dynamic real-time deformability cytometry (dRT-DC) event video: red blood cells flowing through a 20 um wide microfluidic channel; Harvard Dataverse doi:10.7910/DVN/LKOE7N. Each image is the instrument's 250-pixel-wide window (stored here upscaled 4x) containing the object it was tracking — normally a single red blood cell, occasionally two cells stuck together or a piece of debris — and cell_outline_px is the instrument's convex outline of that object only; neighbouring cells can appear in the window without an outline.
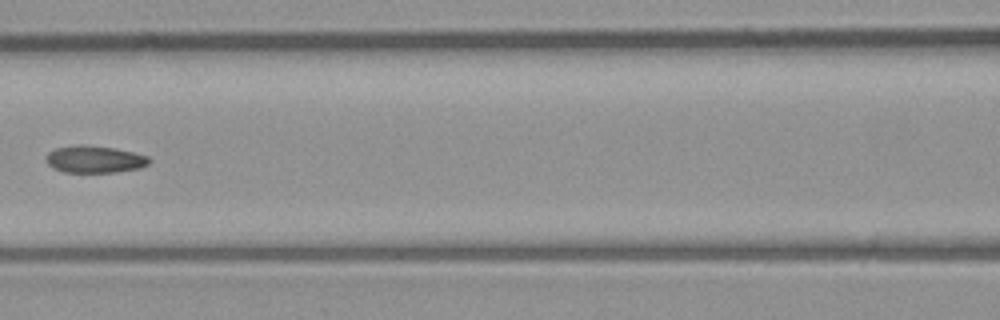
{"species": "common noctule bat (a hibernating species)", "species_latin": "Nyctalus noctula", "temperature_condition": "room temperature", "stored_images_in_passage": 7, "segment_of_instrument_passage": [2, 2], "camera_frame_rate_fps": 3000, "um_per_image_px": 0.085, "animal": {"sex": "male", "body_mass_g": 23.1, "forearm_length_mm": 52.7}, "frame": {"image": 1, "passage_image": 6, "time_ms": 6.0, "image_size_px": [1000, 320], "cell_outline_px": [[152, 160], [148, 164], [140, 168], [116, 172], [64, 172], [52, 168], [44, 160], [48, 152], [56, 148], [80, 144], [84, 144], [116, 148], [148, 156]], "centroid_in_image_um": [8.03, 13.53], "position_along_channel_um": 158.6, "area_um2": 16.47}}
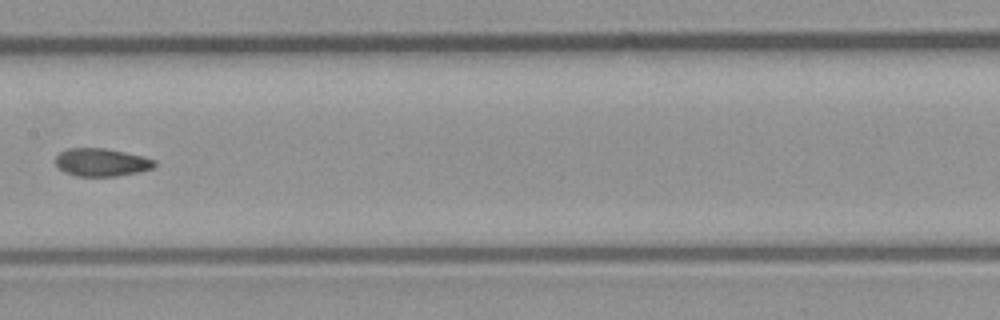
{"frame": {"image": 2, "passage_image": 7, "time_ms": 7.0, "image_size_px": [1000, 320], "cell_outline_px": [[156, 164], [152, 168], [136, 172], [116, 176], [76, 176], [64, 172], [56, 164], [56, 156], [60, 152], [68, 148], [104, 148], [144, 156], [156, 160]], "centroid_in_image_um": [8.62, 13.79], "position_along_channel_um": 198.8, "area_um2": 16.01}}